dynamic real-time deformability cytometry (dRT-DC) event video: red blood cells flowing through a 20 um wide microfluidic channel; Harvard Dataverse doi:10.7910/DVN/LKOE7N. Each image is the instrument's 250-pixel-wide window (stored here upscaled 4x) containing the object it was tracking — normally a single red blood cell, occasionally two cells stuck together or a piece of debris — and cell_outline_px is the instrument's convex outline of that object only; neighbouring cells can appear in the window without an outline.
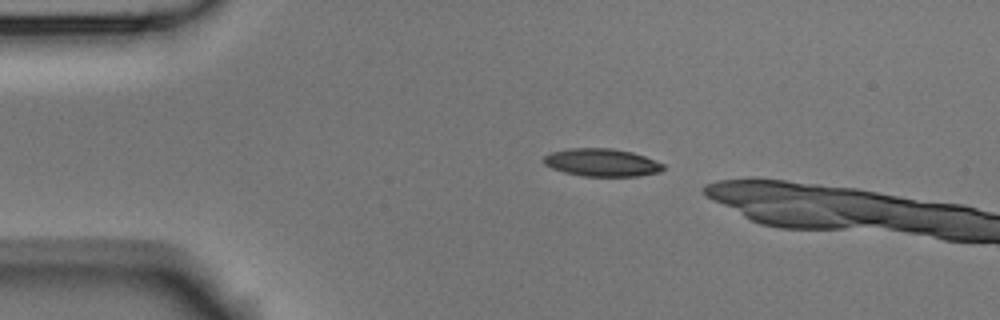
{"species": "Egyptian fruit bat (a non-hibernating species)", "species_latin": "Rousettus aegyptiacus", "temperature_condition": "room temperature", "stored_images_in_passage": 3, "camera_frame_rate_fps": 3000, "um_per_image_px": 0.085, "animal": {"sex": "male"}, "frame": {"image": 1, "passage_image": 2, "time_ms": 0.333, "image_size_px": [1000, 320], "cell_outline_px": [[664, 168], [660, 172], [636, 176], [584, 176], [564, 172], [552, 168], [544, 164], [540, 160], [544, 156], [552, 152], [568, 148], [612, 148], [632, 152], [644, 156], [664, 164]], "centroid_in_image_um": [51.12, 13.81], "position_along_channel_um": 33.9, "area_um2": 19.36}}